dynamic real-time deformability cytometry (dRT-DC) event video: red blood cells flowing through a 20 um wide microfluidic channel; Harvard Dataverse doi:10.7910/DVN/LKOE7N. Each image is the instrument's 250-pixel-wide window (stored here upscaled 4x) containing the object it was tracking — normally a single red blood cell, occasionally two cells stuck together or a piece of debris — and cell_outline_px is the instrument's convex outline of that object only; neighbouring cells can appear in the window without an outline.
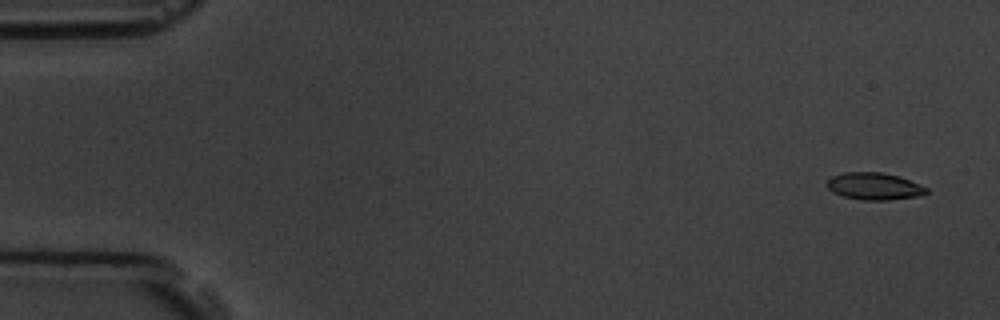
{"species": "common noctule bat (a hibernating species)", "species_latin": "Nyctalus noctula", "temperature_condition": "room temperature", "stored_images_in_passage": 4, "camera_frame_rate_fps": 3000, "um_per_image_px": 0.085, "animal": {"sex": "male", "body_mass_g": 19.5, "forearm_length_mm": 54.6}, "frame": {"image": 1, "passage_image": 1, "time_ms": 0.0, "image_size_px": [1000, 320], "cell_outline_px": [[928, 192], [916, 196], [888, 200], [860, 200], [844, 196], [832, 192], [828, 188], [828, 180], [832, 176], [844, 172], [880, 172], [900, 176], [920, 184], [928, 188]], "centroid_in_image_um": [74.31, 15.82], "position_along_channel_um": 10.7, "area_um2": 15.66}}